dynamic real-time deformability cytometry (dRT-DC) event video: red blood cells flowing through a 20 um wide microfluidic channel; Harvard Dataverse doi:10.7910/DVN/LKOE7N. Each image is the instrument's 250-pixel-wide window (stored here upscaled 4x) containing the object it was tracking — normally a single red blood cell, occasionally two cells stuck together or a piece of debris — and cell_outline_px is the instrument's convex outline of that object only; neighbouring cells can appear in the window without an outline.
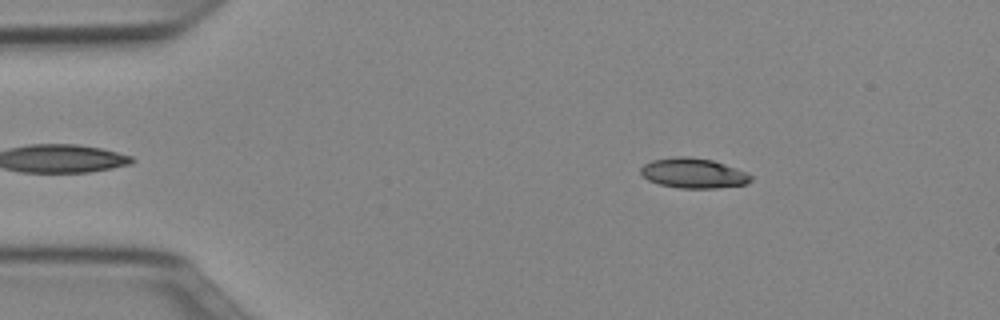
{"species": "Egyptian fruit bat (a non-hibernating species)", "species_latin": "Rousettus aegyptiacus", "temperature_condition": "cold", "stored_images_in_passage": 47, "camera_frame_rate_fps": 3000, "um_per_image_px": 0.085, "animal": {"sex": "female"}, "frame": {"image": 1, "passage_image": 4, "time_ms": 1.0, "image_size_px": [1000, 320], "cell_outline_px": [[752, 180], [744, 184], [716, 188], [680, 188], [660, 184], [648, 180], [640, 172], [640, 168], [644, 164], [652, 160], [672, 156], [688, 156], [712, 160], [724, 164], [744, 172], [752, 176]], "centroid_in_image_um": [58.89, 14.71], "position_along_channel_um": 26.1, "area_um2": 19.07}}
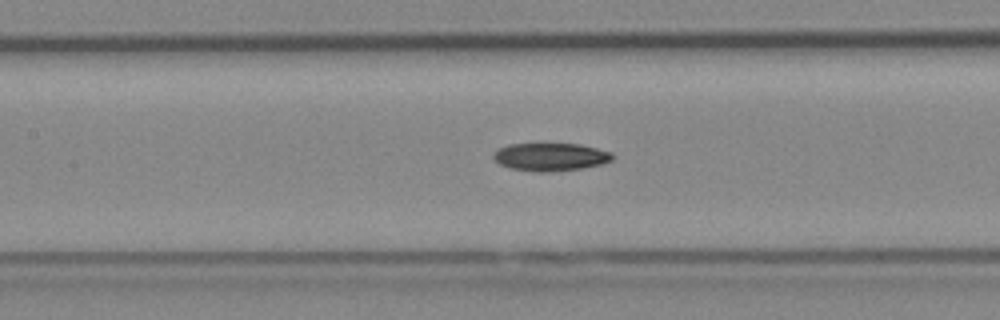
{"frame": {"image": 2, "passage_image": 19, "time_ms": 6.0, "image_size_px": [1000, 320], "cell_outline_px": [[616, 156], [612, 160], [604, 164], [584, 168], [548, 172], [536, 172], [508, 168], [500, 164], [492, 156], [492, 152], [508, 144], [544, 140], [580, 144], [612, 152]], "centroid_in_image_um": [46.79, 13.28], "position_along_channel_um": 160.6, "area_um2": 20.63}}
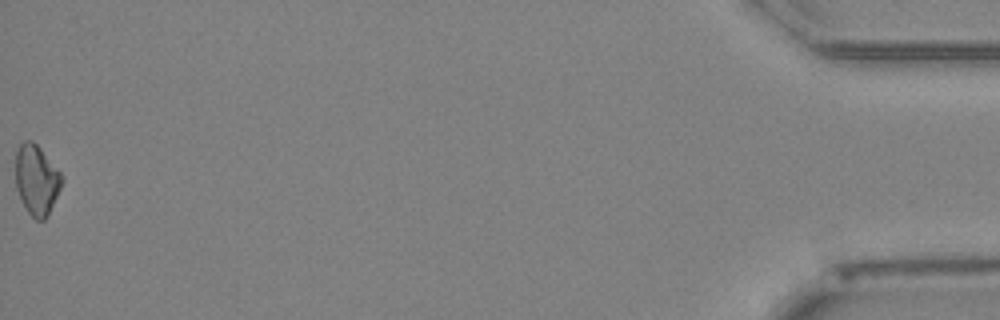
{"frame": {"image": 3, "passage_image": 47, "time_ms": 15.333, "image_size_px": [1000, 320], "cell_outline_px": [[64, 180], [44, 220], [36, 220], [28, 212], [16, 188], [16, 152], [20, 144], [24, 140], [32, 140], [40, 148], [64, 176]], "centroid_in_image_um": [3.11, 15.25], "position_along_channel_um": 432.1, "area_um2": 18.55}, "authors_computed_cell_mechanics": {"area_um2": 19.074, "velocity_mm_per_s": 3.9801, "shape_relaxation_time_tau1_ms": 3.246, "shape_relaxation_time_tau2_ms": null, "deformation_change_tau1": 0.1098, "deformation_change_tau2": null}}